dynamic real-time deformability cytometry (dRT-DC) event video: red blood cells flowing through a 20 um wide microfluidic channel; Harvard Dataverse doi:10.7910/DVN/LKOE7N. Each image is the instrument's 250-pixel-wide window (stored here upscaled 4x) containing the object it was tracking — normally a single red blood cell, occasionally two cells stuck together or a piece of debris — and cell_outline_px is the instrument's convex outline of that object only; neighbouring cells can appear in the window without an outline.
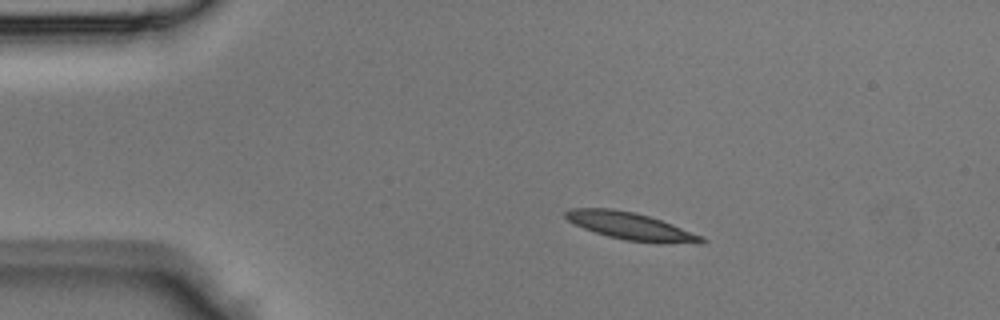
{"species": "Egyptian fruit bat (a non-hibernating species)", "species_latin": "Rousettus aegyptiacus", "temperature_condition": "room temperature", "stored_images_in_passage": 44, "camera_frame_rate_fps": 3000, "um_per_image_px": 0.085, "animal": {"sex": "male"}, "frame": {"image": 1, "passage_image": 8, "time_ms": 2.333, "image_size_px": [1000, 320], "cell_outline_px": [[708, 240], [704, 244], [660, 244], [624, 240], [608, 236], [584, 228], [568, 220], [564, 216], [564, 212], [568, 208], [612, 208], [636, 212], [672, 224], [704, 236]], "centroid_in_image_um": [53.7, 19.25], "position_along_channel_um": 31.3, "area_um2": 22.08}}
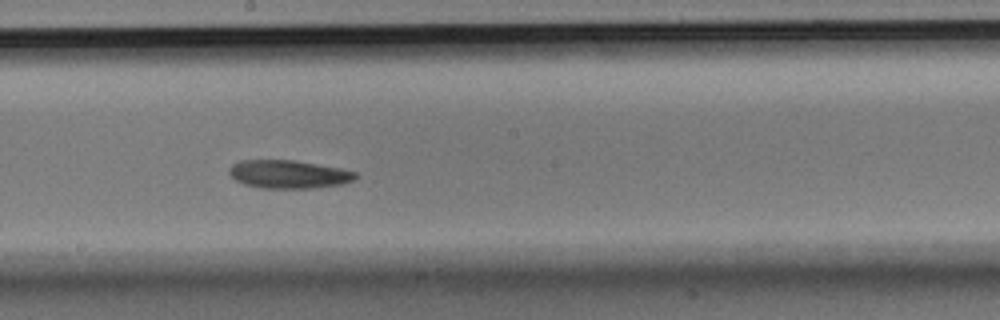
{"frame": {"image": 2, "passage_image": 24, "time_ms": 7.667, "image_size_px": [1000, 320], "cell_outline_px": [[356, 176], [352, 180], [340, 184], [316, 188], [260, 188], [244, 184], [236, 180], [228, 172], [228, 168], [232, 164], [240, 160], [296, 160], [340, 168], [356, 172]], "centroid_in_image_um": [24.49, 14.8], "position_along_channel_um": 223.7, "area_um2": 20.75}}
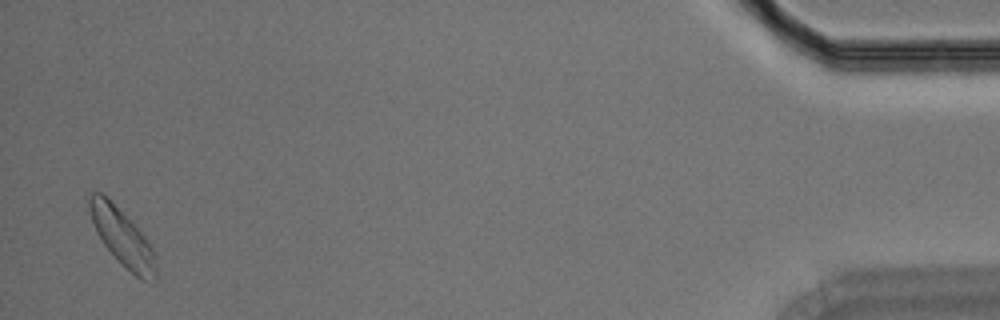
{"frame": {"image": 3, "passage_image": 43, "time_ms": 14.0, "image_size_px": [1000, 320], "cell_outline_px": [[156, 280], [152, 284], [140, 280], [120, 264], [104, 244], [96, 232], [88, 208], [88, 196], [92, 192], [104, 192], [108, 196], [144, 236], [152, 248], [156, 264]], "centroid_in_image_um": [10.39, 20.2], "position_along_channel_um": 424.8, "area_um2": 22.31}}